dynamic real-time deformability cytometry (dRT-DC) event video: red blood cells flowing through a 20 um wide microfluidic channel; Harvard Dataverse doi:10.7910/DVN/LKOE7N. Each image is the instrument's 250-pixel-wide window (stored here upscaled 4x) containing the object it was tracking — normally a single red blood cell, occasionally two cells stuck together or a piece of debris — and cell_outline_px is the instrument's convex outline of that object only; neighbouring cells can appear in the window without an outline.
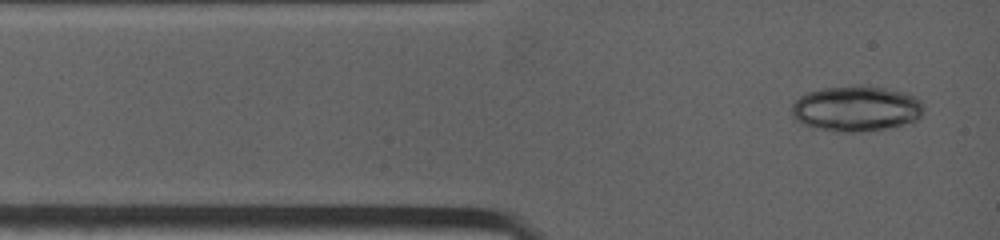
{"species": "common noctule bat (a hibernating species)", "species_latin": "Nyctalus noctula", "temperature_condition": "warm", "stored_images_in_passage": 2, "camera_frame_rate_fps": 4500, "um_per_image_px": 0.085, "animal": {"sex": "female", "body_mass_g": 19.0, "forearm_length_mm": 53.3}, "frame": {"image": 1, "passage_image": 1, "time_ms": 0.0, "image_size_px": [1000, 240], "cell_outline_px": [[924, 108], [920, 116], [916, 120], [884, 128], [860, 132], [836, 132], [816, 128], [804, 124], [796, 120], [792, 116], [792, 104], [800, 96], [808, 92], [820, 88], [860, 84], [884, 88], [904, 92], [920, 100], [924, 104]], "centroid_in_image_um": [72.74, 9.21], "position_along_channel_um": 12.3, "area_um2": 35.08}}